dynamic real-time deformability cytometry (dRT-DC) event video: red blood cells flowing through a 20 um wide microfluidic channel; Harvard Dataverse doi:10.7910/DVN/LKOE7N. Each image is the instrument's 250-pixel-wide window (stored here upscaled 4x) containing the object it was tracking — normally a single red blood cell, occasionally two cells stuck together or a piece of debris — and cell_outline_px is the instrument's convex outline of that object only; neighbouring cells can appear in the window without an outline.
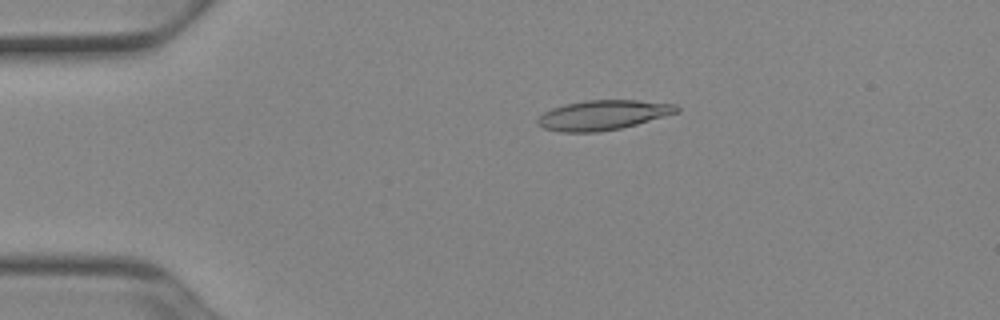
{"species": "Egyptian fruit bat (a non-hibernating species)", "species_latin": "Rousettus aegyptiacus", "temperature_condition": "cold", "stored_images_in_passage": 51, "camera_frame_rate_fps": 3000, "um_per_image_px": 0.085, "animal": {"sex": "female"}, "frame": {"image": 1, "passage_image": 11, "time_ms": 3.333, "image_size_px": [1000, 320], "cell_outline_px": [[680, 112], [636, 124], [620, 128], [596, 132], [560, 132], [544, 128], [536, 124], [536, 120], [544, 112], [552, 108], [564, 104], [588, 100], [636, 100], [676, 104], [680, 108]], "centroid_in_image_um": [51.25, 9.78], "position_along_channel_um": 33.8, "area_um2": 24.1}}
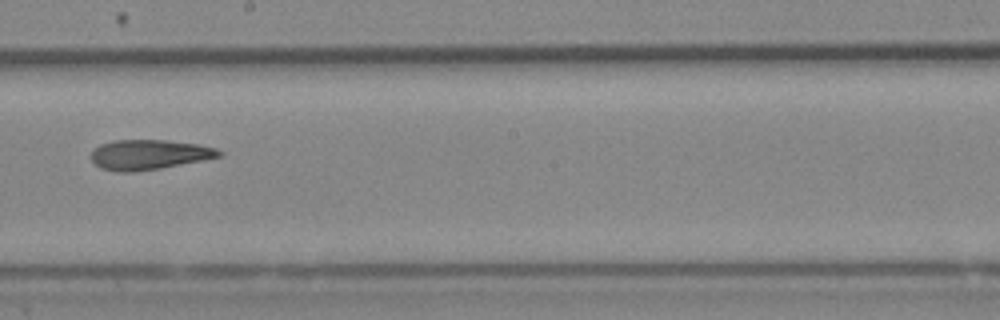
{"frame": {"image": 2, "passage_image": 30, "time_ms": 9.667, "image_size_px": [1000, 320], "cell_outline_px": [[224, 156], [160, 168], [132, 172], [116, 172], [100, 168], [92, 160], [92, 152], [100, 144], [116, 140], [164, 140], [196, 144], [216, 148], [224, 152]], "centroid_in_image_um": [12.69, 13.15], "position_along_channel_um": 235.5, "area_um2": 22.2}}
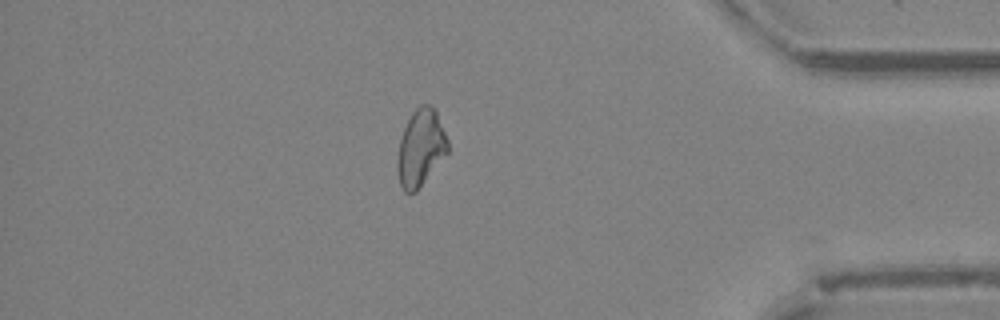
{"frame": {"image": 3, "passage_image": 45, "time_ms": 14.667, "image_size_px": [1000, 320], "cell_outline_px": [[448, 152], [416, 192], [404, 192], [400, 184], [396, 168], [396, 164], [400, 140], [404, 128], [412, 112], [420, 104], [428, 104], [436, 108], [448, 140]], "centroid_in_image_um": [35.76, 12.55], "position_along_channel_um": 399.4, "area_um2": 22.6}, "authors_computed_cell_mechanics": {"area_um2": 22.9466, "velocity_mm_per_s": 3.9271, "shape_relaxation_time_tau1_ms": null, "shape_relaxation_time_tau2_ms": 7.8331, "deformation_change_tau1": null, "deformation_change_tau2": 0.191}}